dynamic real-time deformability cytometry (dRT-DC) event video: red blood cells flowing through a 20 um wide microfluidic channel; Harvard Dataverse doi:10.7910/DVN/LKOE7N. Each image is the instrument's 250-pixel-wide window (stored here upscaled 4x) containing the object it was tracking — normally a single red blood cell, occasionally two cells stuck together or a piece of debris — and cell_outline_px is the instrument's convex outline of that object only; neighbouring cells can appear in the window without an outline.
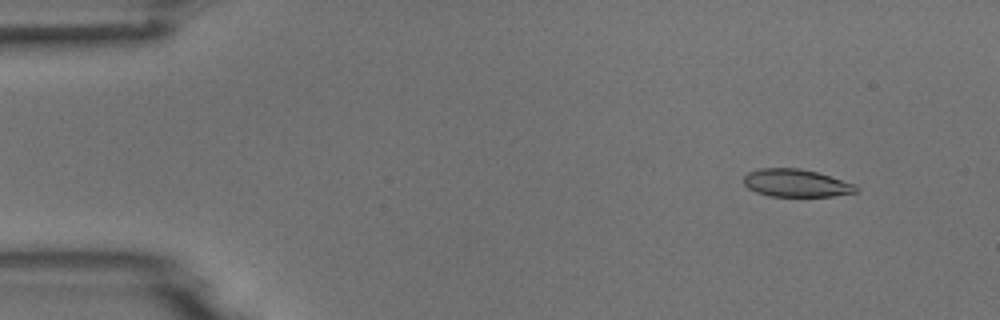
{"species": "common noctule bat (a hibernating species)", "species_latin": "Nyctalus noctula", "temperature_condition": "room temperature", "stored_images_in_passage": 5, "camera_frame_rate_fps": 3000, "um_per_image_px": 0.085, "animal": {"sex": "male", "body_mass_g": 18.8}, "frame": {"image": 1, "passage_image": 2, "time_ms": 1.0, "image_size_px": [1000, 320], "cell_outline_px": [[860, 192], [832, 196], [768, 196], [756, 192], [748, 188], [744, 184], [744, 176], [748, 172], [760, 168], [800, 168], [816, 172], [856, 184], [860, 188]], "centroid_in_image_um": [67.7, 15.56], "position_along_channel_um": 17.3, "area_um2": 18.26}}
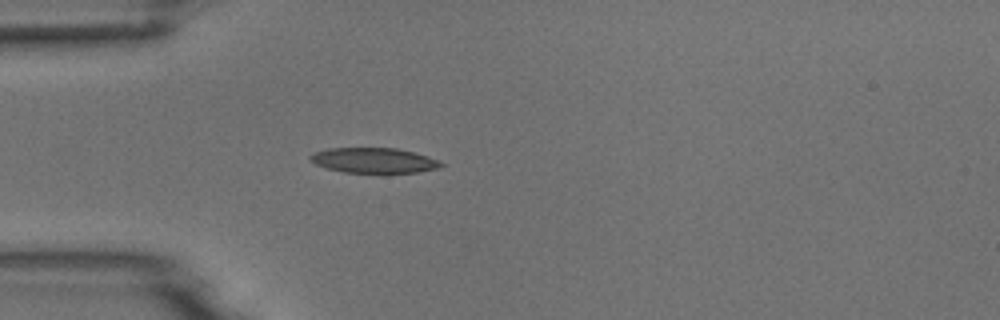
{"frame": {"image": 2, "passage_image": 5, "time_ms": 4.333, "image_size_px": [1000, 320], "cell_outline_px": [[444, 164], [440, 168], [416, 172], [380, 176], [344, 172], [328, 168], [316, 164], [308, 156], [316, 152], [328, 148], [396, 148], [428, 156]], "centroid_in_image_um": [31.81, 13.68], "position_along_channel_um": 53.2, "area_um2": 19.83}}